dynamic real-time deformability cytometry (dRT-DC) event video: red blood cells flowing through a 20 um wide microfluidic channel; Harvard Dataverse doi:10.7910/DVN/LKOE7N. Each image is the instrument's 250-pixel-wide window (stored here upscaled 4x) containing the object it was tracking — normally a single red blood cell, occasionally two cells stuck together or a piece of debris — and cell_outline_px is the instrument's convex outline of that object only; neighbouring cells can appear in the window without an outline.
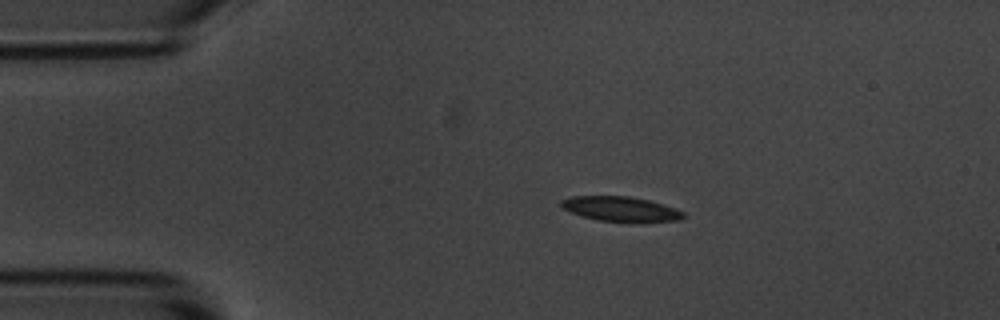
{"species": "common noctule bat (a hibernating species)", "species_latin": "Nyctalus noctula", "temperature_condition": "room temperature", "stored_images_in_passage": 4, "camera_frame_rate_fps": 3000, "um_per_image_px": 0.085, "animal": {"sex": "male", "body_mass_g": 20.1, "forearm_length_mm": 53.5}, "frame": {"image": 1, "passage_image": 1, "time_ms": 0.0, "image_size_px": [1000, 320], "cell_outline_px": [[688, 216], [680, 220], [640, 224], [600, 220], [580, 216], [564, 208], [560, 204], [560, 200], [572, 196], [628, 196], [648, 200], [676, 208], [684, 212]], "centroid_in_image_um": [52.85, 17.8], "position_along_channel_um": 32.2, "area_um2": 18.21}}
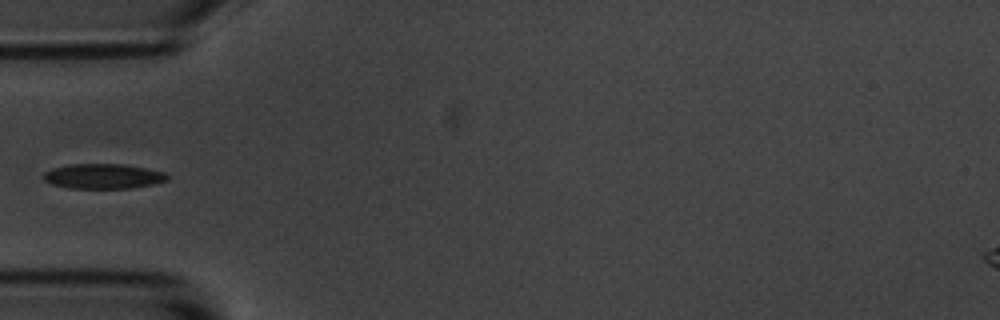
{"frame": {"image": 2, "passage_image": 3, "time_ms": 2.333, "image_size_px": [1000, 320], "cell_outline_px": [[168, 180], [152, 184], [132, 188], [68, 188], [52, 184], [44, 180], [44, 172], [52, 168], [68, 164], [124, 164], [164, 172], [168, 176]], "centroid_in_image_um": [8.75, 14.98], "position_along_channel_um": 76.3, "area_um2": 17.92}}